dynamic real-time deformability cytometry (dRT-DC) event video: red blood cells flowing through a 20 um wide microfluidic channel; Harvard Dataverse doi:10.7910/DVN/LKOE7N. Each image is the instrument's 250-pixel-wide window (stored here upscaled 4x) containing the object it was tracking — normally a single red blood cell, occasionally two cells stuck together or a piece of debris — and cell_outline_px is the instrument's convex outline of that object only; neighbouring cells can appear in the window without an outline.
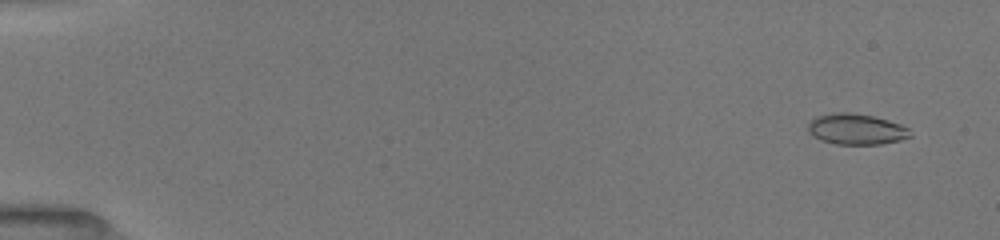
{"species": "common noctule bat (a hibernating species)", "species_latin": "Nyctalus noctula", "temperature_condition": "room temperature", "stored_images_in_passage": 37, "camera_frame_rate_fps": 3000, "um_per_image_px": 0.085, "animal": {"sex": "female", "body_mass_g": 19.5, "forearm_length_mm": 54.1}, "frame": {"image": 1, "passage_image": 2, "time_ms": 0.667, "image_size_px": [1000, 240], "cell_outline_px": [[912, 136], [900, 140], [880, 144], [836, 144], [820, 140], [812, 136], [808, 132], [808, 120], [816, 116], [836, 112], [848, 112], [872, 116], [888, 120], [900, 124], [908, 128]], "centroid_in_image_um": [72.74, 10.98], "position_along_channel_um": 12.3, "area_um2": 18.44}}
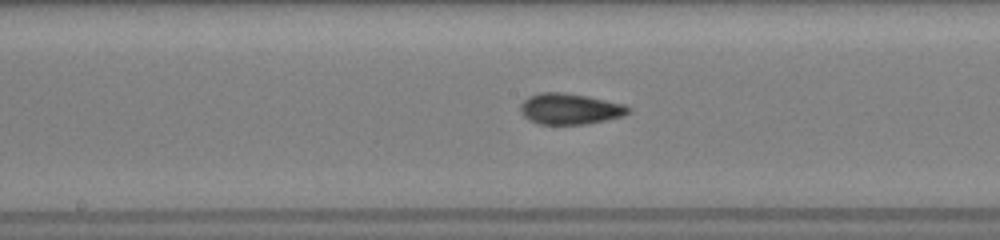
{"frame": {"image": 2, "passage_image": 17, "time_ms": 9.0, "image_size_px": [1000, 240], "cell_outline_px": [[632, 112], [624, 116], [588, 124], [540, 124], [528, 120], [520, 112], [520, 104], [528, 96], [540, 92], [564, 92], [588, 96], [624, 104], [632, 108]], "centroid_in_image_um": [48.46, 9.25], "position_along_channel_um": 199.7, "area_um2": 19.77}}
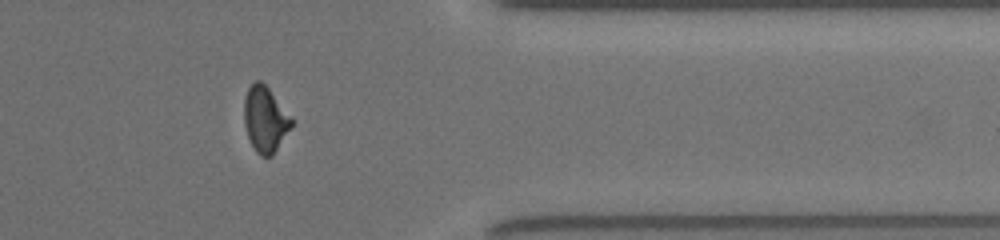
{"frame": {"image": 3, "passage_image": 32, "time_ms": 14.0, "image_size_px": [1000, 240], "cell_outline_px": [[292, 124], [272, 156], [260, 156], [256, 152], [248, 136], [244, 124], [244, 100], [248, 88], [256, 80], [260, 80], [268, 88], [292, 116]], "centroid_in_image_um": [22.53, 10.13], "position_along_channel_um": 388.9, "area_um2": 17.86}, "authors_computed_cell_mechanics": {"area_um2": 18.496, "velocity_mm_per_s": 4.0184, "shape_relaxation_time_tau1_ms": 9.1114, "shape_relaxation_time_tau2_ms": 1.3361, "deformation_change_tau1": 0.2008, "deformation_change_tau2": 0.076}}